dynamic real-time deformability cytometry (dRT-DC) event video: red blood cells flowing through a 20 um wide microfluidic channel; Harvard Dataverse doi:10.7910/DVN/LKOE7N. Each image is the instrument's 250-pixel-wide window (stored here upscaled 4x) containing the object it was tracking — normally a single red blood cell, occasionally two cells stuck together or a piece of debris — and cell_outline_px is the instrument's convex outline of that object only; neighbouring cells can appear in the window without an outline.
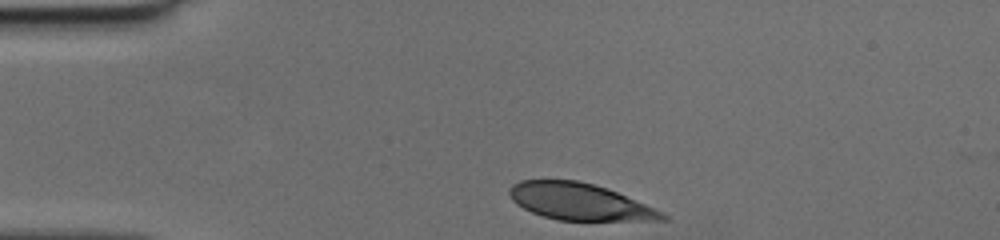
{"species": "human", "species_latin": "Homo sapiens", "temperature_condition": "cold", "stored_images_in_passage": 29, "camera_frame_rate_fps": 3000, "um_per_image_px": 0.085, "donor": {"sex": "female"}, "frame": {"image": 1, "passage_image": 1, "time_ms": 0.0, "image_size_px": [1000, 240], "cell_outline_px": [[668, 220], [556, 220], [532, 212], [516, 204], [512, 200], [508, 192], [508, 188], [512, 184], [520, 180], [576, 180], [592, 184], [616, 192], [664, 212], [668, 216]], "centroid_in_image_um": [49.23, 17.14], "position_along_channel_um": 35.8, "area_um2": 32.43}}
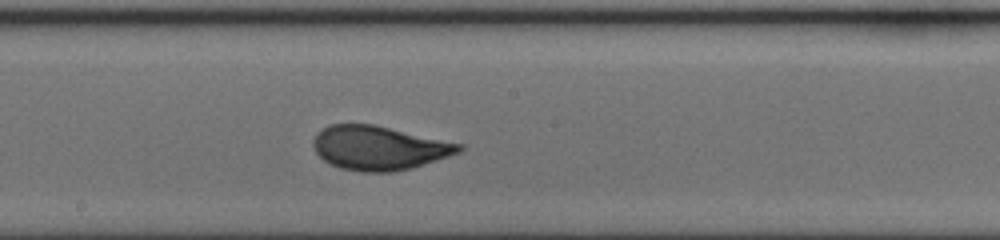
{"frame": {"image": 2, "passage_image": 17, "time_ms": 5.333, "image_size_px": [1000, 240], "cell_outline_px": [[464, 148], [460, 152], [412, 168], [392, 172], [360, 172], [340, 168], [324, 160], [316, 152], [312, 144], [312, 140], [316, 132], [328, 124], [372, 124], [464, 144]], "centroid_in_image_um": [32.19, 12.57], "position_along_channel_um": 216.0, "area_um2": 37.45}}
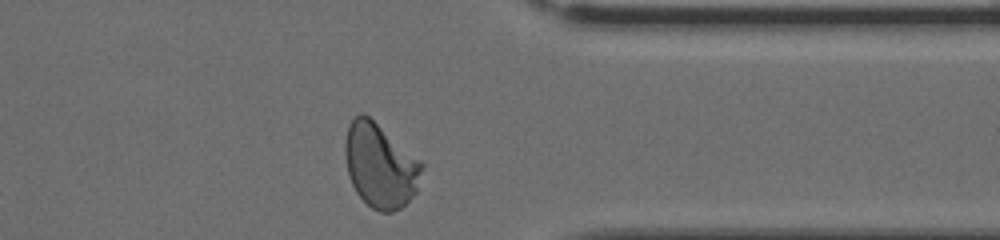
{"frame": {"image": 3, "passage_image": 29, "time_ms": 9.333, "image_size_px": [1000, 240], "cell_outline_px": [[424, 168], [416, 192], [400, 208], [392, 212], [380, 212], [372, 208], [356, 192], [352, 184], [348, 172], [344, 156], [344, 144], [348, 124], [360, 112], [364, 112], [420, 160], [424, 164]], "centroid_in_image_um": [32.3, 14.06], "position_along_channel_um": 379.1, "area_um2": 37.57}}